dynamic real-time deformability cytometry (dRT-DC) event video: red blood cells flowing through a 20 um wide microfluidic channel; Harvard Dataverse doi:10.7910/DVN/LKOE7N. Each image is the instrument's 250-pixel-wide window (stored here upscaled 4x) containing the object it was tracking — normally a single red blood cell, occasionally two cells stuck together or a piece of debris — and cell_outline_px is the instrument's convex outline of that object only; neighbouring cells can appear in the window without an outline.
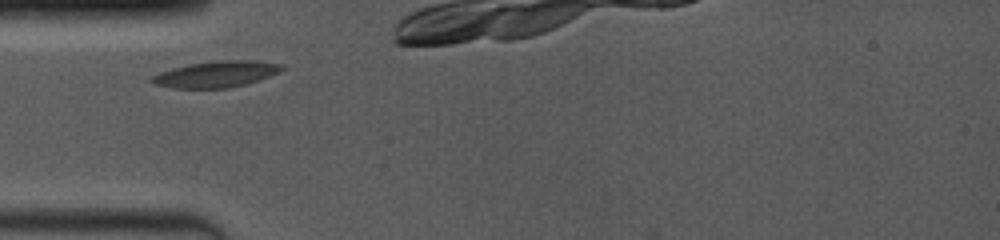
{"species": "common noctule bat (a hibernating species)", "species_latin": "Nyctalus noctula", "temperature_condition": "room temperature", "stored_images_in_passage": 21, "camera_frame_rate_fps": 4000, "um_per_image_px": 0.085, "animal": {"sex": "female", "body_mass_g": 19.0, "forearm_length_mm": 53.3}, "frame": {"image": 1, "passage_image": 1, "time_ms": 0.0, "image_size_px": [1000, 240], "cell_outline_px": [[284, 68], [268, 76], [244, 84], [228, 88], [172, 88], [156, 84], [148, 80], [152, 76], [160, 72], [172, 68], [188, 64], [216, 60], [256, 60], [284, 64]], "centroid_in_image_um": [18.34, 6.29], "position_along_channel_um": 66.7, "area_um2": 19.77}}